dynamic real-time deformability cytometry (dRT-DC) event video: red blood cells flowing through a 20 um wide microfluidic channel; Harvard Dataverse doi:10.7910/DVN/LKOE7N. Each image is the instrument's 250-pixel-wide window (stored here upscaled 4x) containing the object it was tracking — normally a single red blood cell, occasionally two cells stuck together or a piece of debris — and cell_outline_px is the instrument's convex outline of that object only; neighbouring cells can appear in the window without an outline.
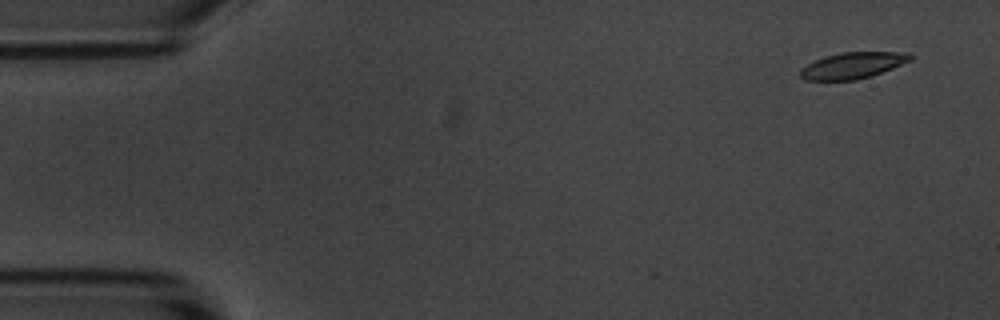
{"species": "common noctule bat (a hibernating species)", "species_latin": "Nyctalus noctula", "temperature_condition": "room temperature", "stored_images_in_passage": 4, "camera_frame_rate_fps": 3000, "um_per_image_px": 0.085, "animal": {"sex": "male", "body_mass_g": 20.1, "forearm_length_mm": 53.5}, "frame": {"image": 1, "passage_image": 1, "time_ms": 0.0, "image_size_px": [1000, 320], "cell_outline_px": [[912, 60], [872, 76], [856, 80], [804, 80], [800, 76], [800, 68], [824, 56], [840, 52], [908, 52], [912, 56]], "centroid_in_image_um": [72.48, 5.56], "position_along_channel_um": 12.5, "area_um2": 16.88}}
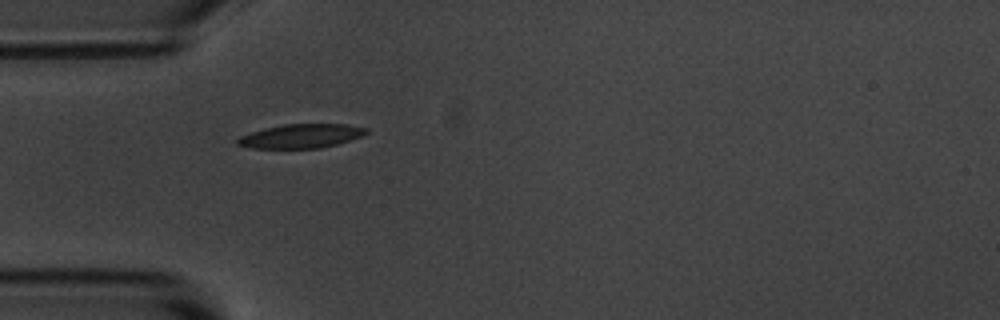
{"frame": {"image": 2, "passage_image": 4, "time_ms": 4.333, "image_size_px": [1000, 320], "cell_outline_px": [[368, 132], [360, 136], [336, 144], [320, 148], [252, 148], [236, 144], [236, 140], [240, 136], [264, 128], [284, 124], [348, 124], [368, 128]], "centroid_in_image_um": [25.58, 11.56], "position_along_channel_um": 59.4, "area_um2": 17.86}}